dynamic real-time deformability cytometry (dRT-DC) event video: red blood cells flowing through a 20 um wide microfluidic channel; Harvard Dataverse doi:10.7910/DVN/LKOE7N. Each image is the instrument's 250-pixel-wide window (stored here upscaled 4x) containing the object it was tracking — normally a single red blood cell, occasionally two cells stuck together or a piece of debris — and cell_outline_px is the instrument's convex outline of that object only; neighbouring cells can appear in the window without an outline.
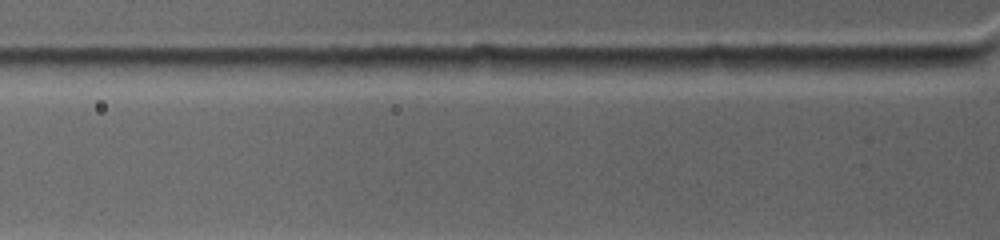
{"species": "common noctule bat (a hibernating species)", "species_latin": "Nyctalus noctula", "temperature_condition": "warm", "stored_images_in_passage": 2, "camera_frame_rate_fps": 4500, "um_per_image_px": 0.085, "animal": {"sex": "female", "body_mass_g": 19.0, "forearm_length_mm": 53.3}, "frame": {"image": 1, "passage_image": 2, "time_ms": 0.444, "image_size_px": [1000, 240], "cell_outline_px": [[752, 64], [748, 68], [692, 76], [596, 68], [608, 60], [708, 56], [724, 56]], "centroid_in_image_um": [57.62, 5.55], "position_along_channel_um": 68.2, "area_um2": 14.91}}